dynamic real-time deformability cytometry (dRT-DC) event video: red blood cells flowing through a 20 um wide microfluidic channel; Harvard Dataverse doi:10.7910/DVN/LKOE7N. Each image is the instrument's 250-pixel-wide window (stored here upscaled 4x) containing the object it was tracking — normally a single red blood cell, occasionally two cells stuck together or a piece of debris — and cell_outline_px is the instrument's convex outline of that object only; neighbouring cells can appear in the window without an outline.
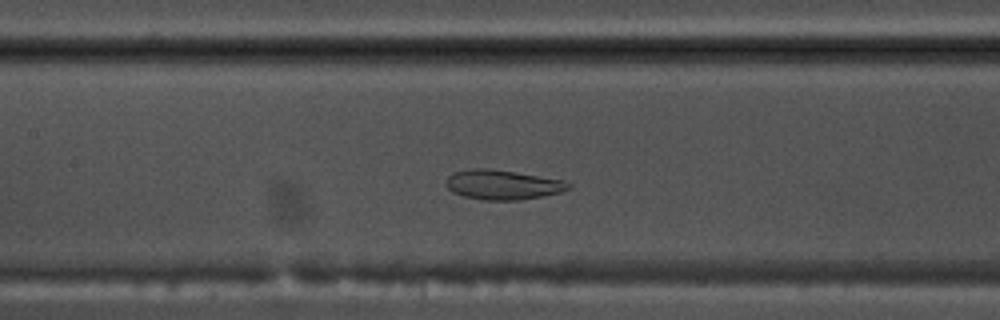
{"species": "common noctule bat (a hibernating species)", "species_latin": "Nyctalus noctula", "temperature_condition": "warm", "stored_images_in_passage": 47, "camera_frame_rate_fps": 3000, "um_per_image_px": 0.085, "animal": {"sex": "male", "body_mass_g": 17.5, "forearm_length_mm": 52.3}, "frame": {"image": 1, "passage_image": 18, "time_ms": 5.667, "image_size_px": [1000, 320], "cell_outline_px": [[572, 188], [560, 192], [520, 200], [484, 200], [464, 196], [452, 192], [444, 184], [448, 176], [452, 172], [472, 168], [488, 168], [516, 172], [564, 180], [572, 184]], "centroid_in_image_um": [42.71, 15.69], "position_along_channel_um": 164.7, "area_um2": 21.27}}
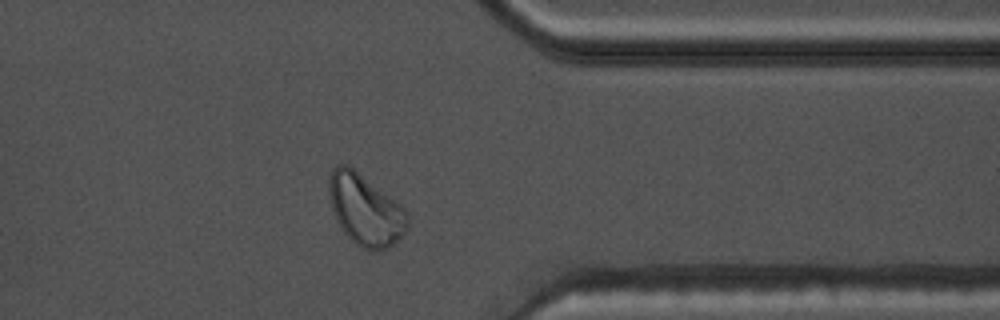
{"frame": {"image": 2, "passage_image": 36, "time_ms": 11.667, "image_size_px": [1000, 320], "cell_outline_px": [[408, 228], [388, 248], [376, 252], [372, 252], [360, 248], [344, 232], [336, 220], [328, 196], [328, 176], [332, 168], [340, 164], [348, 164], [400, 204], [404, 208], [408, 216]], "centroid_in_image_um": [31.02, 17.84], "position_along_channel_um": 380.4, "area_um2": 32.6}}
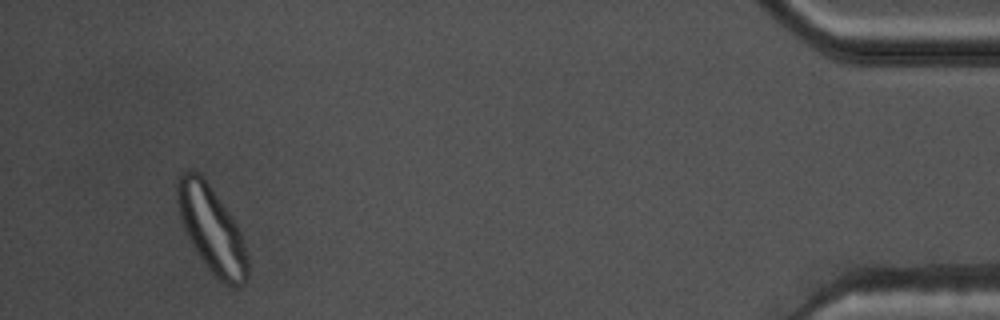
{"frame": {"image": 3, "passage_image": 44, "time_ms": 14.333, "image_size_px": [1000, 320], "cell_outline_px": [[248, 280], [244, 284], [232, 288], [224, 284], [208, 268], [196, 252], [180, 220], [176, 196], [176, 184], [180, 176], [184, 172], [200, 172], [232, 216], [244, 240], [248, 256]], "centroid_in_image_um": [18.01, 19.53], "position_along_channel_um": 417.2, "area_um2": 35.32}, "authors_computed_cell_mechanics": {"area_um2": 27.8596, "velocity_mm_per_s": 3.7302, "shape_relaxation_time_tau1_ms": null, "shape_relaxation_time_tau2_ms": 1.2467, "deformation_change_tau1": null, "deformation_change_tau2": 0.066}}